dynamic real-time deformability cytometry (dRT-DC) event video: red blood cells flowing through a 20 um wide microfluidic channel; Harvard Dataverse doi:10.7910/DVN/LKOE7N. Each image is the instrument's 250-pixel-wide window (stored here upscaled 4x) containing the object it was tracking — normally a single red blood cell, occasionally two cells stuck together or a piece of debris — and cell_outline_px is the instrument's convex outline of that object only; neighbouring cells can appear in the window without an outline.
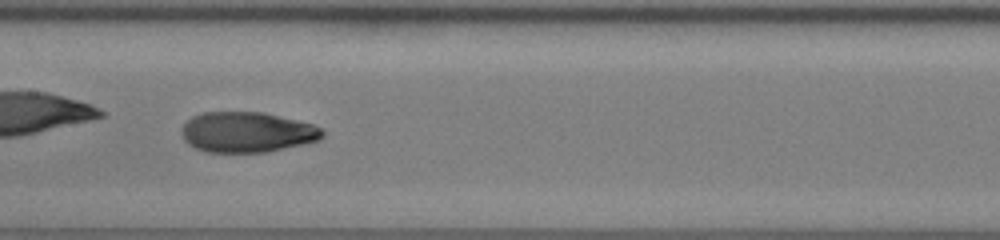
{"species": "human", "species_latin": "Homo sapiens", "temperature_condition": "room temperature", "stored_images_in_passage": 44, "camera_frame_rate_fps": 3000, "um_per_image_px": 0.085, "donor": {"sex": "female"}, "frame": {"image": 1, "passage_image": 26, "time_ms": 8.333, "image_size_px": [1000, 240], "cell_outline_px": [[324, 136], [320, 140], [268, 152], [204, 152], [188, 144], [184, 140], [180, 132], [180, 128], [192, 116], [204, 112], [264, 112], [312, 124], [320, 128], [324, 132]], "centroid_in_image_um": [20.97, 11.24], "position_along_channel_um": 186.4, "area_um2": 33.29}}
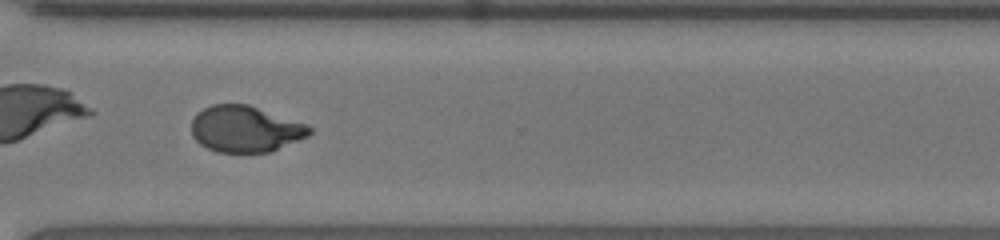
{"frame": {"image": 2, "passage_image": 38, "time_ms": 12.333, "image_size_px": [1000, 240], "cell_outline_px": [[312, 132], [308, 136], [272, 152], [216, 152], [200, 144], [192, 136], [192, 120], [204, 108], [212, 104], [248, 104], [308, 124], [312, 128]], "centroid_in_image_um": [20.88, 10.97], "position_along_channel_um": 349.7, "area_um2": 31.91}, "authors_computed_cell_mechanics": {"area_um2": 32.3391, "velocity_mm_per_s": 4.0764, "shape_relaxation_time_tau1_ms": 10.1088, "shape_relaxation_time_tau2_ms": 1.0519, "deformation_change_tau1": 0.3386, "deformation_change_tau2": 0.0592}}